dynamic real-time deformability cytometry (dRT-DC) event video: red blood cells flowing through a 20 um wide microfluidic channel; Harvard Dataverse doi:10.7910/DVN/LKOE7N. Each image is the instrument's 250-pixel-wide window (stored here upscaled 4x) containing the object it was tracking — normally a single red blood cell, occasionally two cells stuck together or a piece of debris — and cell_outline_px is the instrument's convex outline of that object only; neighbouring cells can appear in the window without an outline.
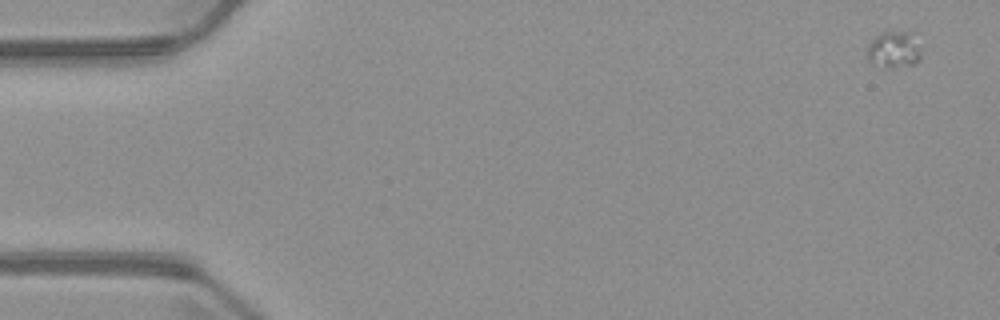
{"species": "common noctule bat (a hibernating species)", "species_latin": "Nyctalus noctula", "temperature_condition": "warm", "stored_images_in_passage": 5, "camera_frame_rate_fps": 3000, "um_per_image_px": 0.085, "animal": {"sex": "male", "body_mass_g": 23.1, "forearm_length_mm": 52.7}, "frame": {"image": 1, "passage_image": 1, "time_ms": 0.0, "image_size_px": [1000, 320], "cell_outline_px": [[920, 60], [916, 64], [888, 68], [868, 60], [868, 44], [880, 32], [912, 32], [920, 48]], "centroid_in_image_um": [76.01, 4.21], "position_along_channel_um": 9.0, "area_um2": 11.39}}